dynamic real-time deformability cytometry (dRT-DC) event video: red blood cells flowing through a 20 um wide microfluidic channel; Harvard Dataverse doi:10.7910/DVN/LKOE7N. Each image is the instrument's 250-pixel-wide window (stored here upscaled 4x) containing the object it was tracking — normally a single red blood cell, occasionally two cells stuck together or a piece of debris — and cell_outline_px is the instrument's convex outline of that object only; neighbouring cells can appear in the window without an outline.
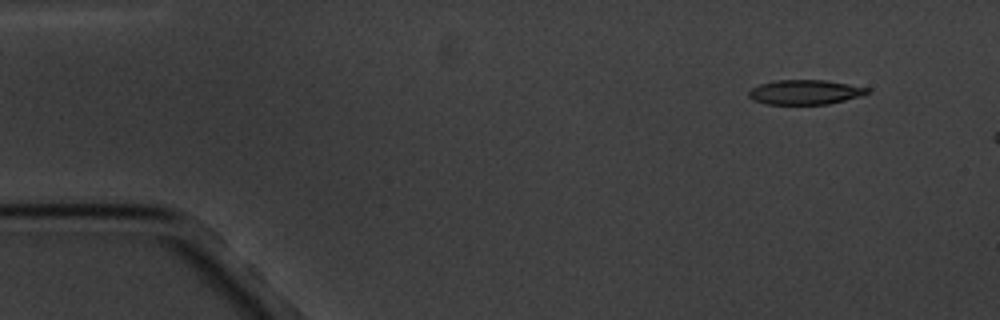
{"species": "common noctule bat (a hibernating species)", "species_latin": "Nyctalus noctula", "temperature_condition": "cold", "stored_images_in_passage": 3, "camera_frame_rate_fps": 3000, "um_per_image_px": 0.085, "animal": {"sex": "male", "body_mass_g": 20.1, "forearm_length_mm": 53.5}, "frame": {"image": 1, "passage_image": 1, "time_ms": 0.0, "image_size_px": [1000, 320], "cell_outline_px": [[872, 92], [860, 96], [828, 104], [768, 104], [752, 100], [748, 96], [748, 92], [752, 88], [760, 84], [772, 80], [824, 80], [848, 84], [868, 88]], "centroid_in_image_um": [68.41, 7.83], "position_along_channel_um": 16.6, "area_um2": 16.99}}